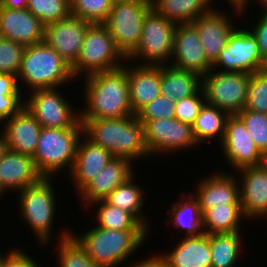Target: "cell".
Returning <instances> with one entry per match:
<instances>
[{"label":"cell","instance_id":"46","mask_svg":"<svg viewBox=\"0 0 267 267\" xmlns=\"http://www.w3.org/2000/svg\"><path fill=\"white\" fill-rule=\"evenodd\" d=\"M129 267H171L165 260H163L157 253L150 255L146 259L136 260Z\"/></svg>","mask_w":267,"mask_h":267},{"label":"cell","instance_id":"1","mask_svg":"<svg viewBox=\"0 0 267 267\" xmlns=\"http://www.w3.org/2000/svg\"><path fill=\"white\" fill-rule=\"evenodd\" d=\"M84 77L80 119H108L135 115L130 104L126 66Z\"/></svg>","mask_w":267,"mask_h":267},{"label":"cell","instance_id":"53","mask_svg":"<svg viewBox=\"0 0 267 267\" xmlns=\"http://www.w3.org/2000/svg\"><path fill=\"white\" fill-rule=\"evenodd\" d=\"M128 1H141V0H111L112 3L128 2Z\"/></svg>","mask_w":267,"mask_h":267},{"label":"cell","instance_id":"37","mask_svg":"<svg viewBox=\"0 0 267 267\" xmlns=\"http://www.w3.org/2000/svg\"><path fill=\"white\" fill-rule=\"evenodd\" d=\"M27 9L44 25L71 15L70 0H28Z\"/></svg>","mask_w":267,"mask_h":267},{"label":"cell","instance_id":"28","mask_svg":"<svg viewBox=\"0 0 267 267\" xmlns=\"http://www.w3.org/2000/svg\"><path fill=\"white\" fill-rule=\"evenodd\" d=\"M152 8L175 24L192 23L215 5L211 0H151Z\"/></svg>","mask_w":267,"mask_h":267},{"label":"cell","instance_id":"11","mask_svg":"<svg viewBox=\"0 0 267 267\" xmlns=\"http://www.w3.org/2000/svg\"><path fill=\"white\" fill-rule=\"evenodd\" d=\"M60 89H37L24 98V107L41 127L73 128L80 121V109H73Z\"/></svg>","mask_w":267,"mask_h":267},{"label":"cell","instance_id":"44","mask_svg":"<svg viewBox=\"0 0 267 267\" xmlns=\"http://www.w3.org/2000/svg\"><path fill=\"white\" fill-rule=\"evenodd\" d=\"M260 15L256 22L254 19L256 25L247 28L256 38L260 53L264 59L267 57V12L262 11Z\"/></svg>","mask_w":267,"mask_h":267},{"label":"cell","instance_id":"6","mask_svg":"<svg viewBox=\"0 0 267 267\" xmlns=\"http://www.w3.org/2000/svg\"><path fill=\"white\" fill-rule=\"evenodd\" d=\"M51 177H43L40 181L32 184L18 195L19 215L22 217L31 231L35 233L39 246L50 244L52 232L54 231L53 223L56 214V193L52 185ZM24 218V219H23Z\"/></svg>","mask_w":267,"mask_h":267},{"label":"cell","instance_id":"32","mask_svg":"<svg viewBox=\"0 0 267 267\" xmlns=\"http://www.w3.org/2000/svg\"><path fill=\"white\" fill-rule=\"evenodd\" d=\"M203 228L207 234L234 233L241 230L246 219L241 204H225L207 209L203 214Z\"/></svg>","mask_w":267,"mask_h":267},{"label":"cell","instance_id":"10","mask_svg":"<svg viewBox=\"0 0 267 267\" xmlns=\"http://www.w3.org/2000/svg\"><path fill=\"white\" fill-rule=\"evenodd\" d=\"M250 74L243 72H218L211 69L202 77L205 101L235 115L246 105Z\"/></svg>","mask_w":267,"mask_h":267},{"label":"cell","instance_id":"12","mask_svg":"<svg viewBox=\"0 0 267 267\" xmlns=\"http://www.w3.org/2000/svg\"><path fill=\"white\" fill-rule=\"evenodd\" d=\"M262 62L256 38L247 27L239 25L229 37L226 47L212 63V69L217 68L218 72H243L251 75L260 71Z\"/></svg>","mask_w":267,"mask_h":267},{"label":"cell","instance_id":"39","mask_svg":"<svg viewBox=\"0 0 267 267\" xmlns=\"http://www.w3.org/2000/svg\"><path fill=\"white\" fill-rule=\"evenodd\" d=\"M258 149L267 157V114L257 111L241 110L236 114Z\"/></svg>","mask_w":267,"mask_h":267},{"label":"cell","instance_id":"26","mask_svg":"<svg viewBox=\"0 0 267 267\" xmlns=\"http://www.w3.org/2000/svg\"><path fill=\"white\" fill-rule=\"evenodd\" d=\"M170 252L158 255L171 267H212L210 234L183 237Z\"/></svg>","mask_w":267,"mask_h":267},{"label":"cell","instance_id":"52","mask_svg":"<svg viewBox=\"0 0 267 267\" xmlns=\"http://www.w3.org/2000/svg\"><path fill=\"white\" fill-rule=\"evenodd\" d=\"M10 252L8 251V253H5L6 255H4V253H0V267H3L4 266V260H5V257L9 254Z\"/></svg>","mask_w":267,"mask_h":267},{"label":"cell","instance_id":"20","mask_svg":"<svg viewBox=\"0 0 267 267\" xmlns=\"http://www.w3.org/2000/svg\"><path fill=\"white\" fill-rule=\"evenodd\" d=\"M42 178L32 156L7 150L0 158V199L10 190L18 193Z\"/></svg>","mask_w":267,"mask_h":267},{"label":"cell","instance_id":"38","mask_svg":"<svg viewBox=\"0 0 267 267\" xmlns=\"http://www.w3.org/2000/svg\"><path fill=\"white\" fill-rule=\"evenodd\" d=\"M112 4L111 0H70V13L92 24L104 23Z\"/></svg>","mask_w":267,"mask_h":267},{"label":"cell","instance_id":"3","mask_svg":"<svg viewBox=\"0 0 267 267\" xmlns=\"http://www.w3.org/2000/svg\"><path fill=\"white\" fill-rule=\"evenodd\" d=\"M71 235L100 267H118L148 240V230H112L98 226ZM147 238V239H146ZM135 251V252H134Z\"/></svg>","mask_w":267,"mask_h":267},{"label":"cell","instance_id":"41","mask_svg":"<svg viewBox=\"0 0 267 267\" xmlns=\"http://www.w3.org/2000/svg\"><path fill=\"white\" fill-rule=\"evenodd\" d=\"M25 45L0 37V73L18 75Z\"/></svg>","mask_w":267,"mask_h":267},{"label":"cell","instance_id":"22","mask_svg":"<svg viewBox=\"0 0 267 267\" xmlns=\"http://www.w3.org/2000/svg\"><path fill=\"white\" fill-rule=\"evenodd\" d=\"M44 27L27 8L0 7V37L30 46L44 41Z\"/></svg>","mask_w":267,"mask_h":267},{"label":"cell","instance_id":"50","mask_svg":"<svg viewBox=\"0 0 267 267\" xmlns=\"http://www.w3.org/2000/svg\"><path fill=\"white\" fill-rule=\"evenodd\" d=\"M253 2H255L254 4H260L259 6L262 7V11L263 12H267V0H253ZM257 2V3H256Z\"/></svg>","mask_w":267,"mask_h":267},{"label":"cell","instance_id":"24","mask_svg":"<svg viewBox=\"0 0 267 267\" xmlns=\"http://www.w3.org/2000/svg\"><path fill=\"white\" fill-rule=\"evenodd\" d=\"M3 125L8 150L33 156L41 131L40 123L23 107Z\"/></svg>","mask_w":267,"mask_h":267},{"label":"cell","instance_id":"30","mask_svg":"<svg viewBox=\"0 0 267 267\" xmlns=\"http://www.w3.org/2000/svg\"><path fill=\"white\" fill-rule=\"evenodd\" d=\"M178 199L176 204L171 205V209L168 210L173 224V229L183 230L185 237L200 236L204 232L203 228V216L200 210L198 199L193 195Z\"/></svg>","mask_w":267,"mask_h":267},{"label":"cell","instance_id":"48","mask_svg":"<svg viewBox=\"0 0 267 267\" xmlns=\"http://www.w3.org/2000/svg\"><path fill=\"white\" fill-rule=\"evenodd\" d=\"M28 0H0V7L7 9L27 8Z\"/></svg>","mask_w":267,"mask_h":267},{"label":"cell","instance_id":"40","mask_svg":"<svg viewBox=\"0 0 267 267\" xmlns=\"http://www.w3.org/2000/svg\"><path fill=\"white\" fill-rule=\"evenodd\" d=\"M243 110L267 114V75L261 71L250 75L246 105Z\"/></svg>","mask_w":267,"mask_h":267},{"label":"cell","instance_id":"36","mask_svg":"<svg viewBox=\"0 0 267 267\" xmlns=\"http://www.w3.org/2000/svg\"><path fill=\"white\" fill-rule=\"evenodd\" d=\"M24 93L19 88L17 76L0 73V123L18 113L24 107L21 95Z\"/></svg>","mask_w":267,"mask_h":267},{"label":"cell","instance_id":"7","mask_svg":"<svg viewBox=\"0 0 267 267\" xmlns=\"http://www.w3.org/2000/svg\"><path fill=\"white\" fill-rule=\"evenodd\" d=\"M126 59L116 47L108 28L103 23H94L87 29L80 54L71 66L72 73L74 77H86L111 71L124 66Z\"/></svg>","mask_w":267,"mask_h":267},{"label":"cell","instance_id":"2","mask_svg":"<svg viewBox=\"0 0 267 267\" xmlns=\"http://www.w3.org/2000/svg\"><path fill=\"white\" fill-rule=\"evenodd\" d=\"M83 135L114 157L131 161L149 157L143 124L136 115L108 119H80ZM145 156V157H144Z\"/></svg>","mask_w":267,"mask_h":267},{"label":"cell","instance_id":"51","mask_svg":"<svg viewBox=\"0 0 267 267\" xmlns=\"http://www.w3.org/2000/svg\"><path fill=\"white\" fill-rule=\"evenodd\" d=\"M260 71H261L262 73H264L265 75H267V57H265V58L263 59V62H262V66H261Z\"/></svg>","mask_w":267,"mask_h":267},{"label":"cell","instance_id":"25","mask_svg":"<svg viewBox=\"0 0 267 267\" xmlns=\"http://www.w3.org/2000/svg\"><path fill=\"white\" fill-rule=\"evenodd\" d=\"M128 83L130 104L136 114L161 95V66L128 65Z\"/></svg>","mask_w":267,"mask_h":267},{"label":"cell","instance_id":"15","mask_svg":"<svg viewBox=\"0 0 267 267\" xmlns=\"http://www.w3.org/2000/svg\"><path fill=\"white\" fill-rule=\"evenodd\" d=\"M172 59L169 65L195 72L201 77L212 69V63L206 58L199 34L192 23L176 24Z\"/></svg>","mask_w":267,"mask_h":267},{"label":"cell","instance_id":"31","mask_svg":"<svg viewBox=\"0 0 267 267\" xmlns=\"http://www.w3.org/2000/svg\"><path fill=\"white\" fill-rule=\"evenodd\" d=\"M229 116L227 111L205 103L192 124L193 135L197 144L210 143L214 138H220L218 141L221 144Z\"/></svg>","mask_w":267,"mask_h":267},{"label":"cell","instance_id":"43","mask_svg":"<svg viewBox=\"0 0 267 267\" xmlns=\"http://www.w3.org/2000/svg\"><path fill=\"white\" fill-rule=\"evenodd\" d=\"M206 103L202 88L194 95L175 102V118L193 124Z\"/></svg>","mask_w":267,"mask_h":267},{"label":"cell","instance_id":"29","mask_svg":"<svg viewBox=\"0 0 267 267\" xmlns=\"http://www.w3.org/2000/svg\"><path fill=\"white\" fill-rule=\"evenodd\" d=\"M135 178L134 174L125 183L116 187L104 200L112 206L132 214L150 232L148 220L141 211L142 208H146L143 207L146 193L143 187L136 184Z\"/></svg>","mask_w":267,"mask_h":267},{"label":"cell","instance_id":"27","mask_svg":"<svg viewBox=\"0 0 267 267\" xmlns=\"http://www.w3.org/2000/svg\"><path fill=\"white\" fill-rule=\"evenodd\" d=\"M202 88V77L192 71L180 70L171 65L161 66V95L173 102L188 98Z\"/></svg>","mask_w":267,"mask_h":267},{"label":"cell","instance_id":"19","mask_svg":"<svg viewBox=\"0 0 267 267\" xmlns=\"http://www.w3.org/2000/svg\"><path fill=\"white\" fill-rule=\"evenodd\" d=\"M238 176L220 170L196 183L194 196L198 199L202 214L215 206L241 204Z\"/></svg>","mask_w":267,"mask_h":267},{"label":"cell","instance_id":"42","mask_svg":"<svg viewBox=\"0 0 267 267\" xmlns=\"http://www.w3.org/2000/svg\"><path fill=\"white\" fill-rule=\"evenodd\" d=\"M135 115L143 125L148 120L175 118V102L160 95L142 107Z\"/></svg>","mask_w":267,"mask_h":267},{"label":"cell","instance_id":"8","mask_svg":"<svg viewBox=\"0 0 267 267\" xmlns=\"http://www.w3.org/2000/svg\"><path fill=\"white\" fill-rule=\"evenodd\" d=\"M175 28V23L167 20L152 8L145 15L139 45L126 61L130 64L134 59V62L139 59L137 63L139 65L164 66L170 64Z\"/></svg>","mask_w":267,"mask_h":267},{"label":"cell","instance_id":"5","mask_svg":"<svg viewBox=\"0 0 267 267\" xmlns=\"http://www.w3.org/2000/svg\"><path fill=\"white\" fill-rule=\"evenodd\" d=\"M82 135L80 121L73 128H41L37 148L32 157L43 177H51L54 180V176L60 171L70 173Z\"/></svg>","mask_w":267,"mask_h":267},{"label":"cell","instance_id":"45","mask_svg":"<svg viewBox=\"0 0 267 267\" xmlns=\"http://www.w3.org/2000/svg\"><path fill=\"white\" fill-rule=\"evenodd\" d=\"M37 260L29 256L23 248L10 249V253L5 257L3 267H41Z\"/></svg>","mask_w":267,"mask_h":267},{"label":"cell","instance_id":"13","mask_svg":"<svg viewBox=\"0 0 267 267\" xmlns=\"http://www.w3.org/2000/svg\"><path fill=\"white\" fill-rule=\"evenodd\" d=\"M145 144L151 157L169 152L191 150L200 146L197 144L192 124L176 118L148 120L144 125Z\"/></svg>","mask_w":267,"mask_h":267},{"label":"cell","instance_id":"23","mask_svg":"<svg viewBox=\"0 0 267 267\" xmlns=\"http://www.w3.org/2000/svg\"><path fill=\"white\" fill-rule=\"evenodd\" d=\"M84 137V138H83ZM114 156L105 148L81 136L76 150L75 162L67 175L77 194L96 177ZM74 183V184H73Z\"/></svg>","mask_w":267,"mask_h":267},{"label":"cell","instance_id":"18","mask_svg":"<svg viewBox=\"0 0 267 267\" xmlns=\"http://www.w3.org/2000/svg\"><path fill=\"white\" fill-rule=\"evenodd\" d=\"M213 7L208 13L199 16L192 24L195 26L206 58L213 63L226 47L233 31L239 27L233 25L231 15ZM235 26V27H234Z\"/></svg>","mask_w":267,"mask_h":267},{"label":"cell","instance_id":"16","mask_svg":"<svg viewBox=\"0 0 267 267\" xmlns=\"http://www.w3.org/2000/svg\"><path fill=\"white\" fill-rule=\"evenodd\" d=\"M91 24L70 15L63 20L45 25L44 42L72 66L80 54L85 34Z\"/></svg>","mask_w":267,"mask_h":267},{"label":"cell","instance_id":"54","mask_svg":"<svg viewBox=\"0 0 267 267\" xmlns=\"http://www.w3.org/2000/svg\"><path fill=\"white\" fill-rule=\"evenodd\" d=\"M262 218H266L265 220H267V212L263 215Z\"/></svg>","mask_w":267,"mask_h":267},{"label":"cell","instance_id":"21","mask_svg":"<svg viewBox=\"0 0 267 267\" xmlns=\"http://www.w3.org/2000/svg\"><path fill=\"white\" fill-rule=\"evenodd\" d=\"M134 163L123 157L112 158L105 167L79 193L83 207L104 200L116 187L134 175Z\"/></svg>","mask_w":267,"mask_h":267},{"label":"cell","instance_id":"9","mask_svg":"<svg viewBox=\"0 0 267 267\" xmlns=\"http://www.w3.org/2000/svg\"><path fill=\"white\" fill-rule=\"evenodd\" d=\"M152 9L151 0L113 3L103 23L116 47L127 58L139 45L145 15Z\"/></svg>","mask_w":267,"mask_h":267},{"label":"cell","instance_id":"17","mask_svg":"<svg viewBox=\"0 0 267 267\" xmlns=\"http://www.w3.org/2000/svg\"><path fill=\"white\" fill-rule=\"evenodd\" d=\"M245 219H259L267 212V162L236 171ZM240 179V180H239Z\"/></svg>","mask_w":267,"mask_h":267},{"label":"cell","instance_id":"47","mask_svg":"<svg viewBox=\"0 0 267 267\" xmlns=\"http://www.w3.org/2000/svg\"><path fill=\"white\" fill-rule=\"evenodd\" d=\"M212 2L215 1V0H211ZM228 1L227 3L230 5L229 7H232L233 8V13H234V16L235 17L237 14L236 17L240 18V16H243L246 12V9L248 8L249 4L252 2L250 0H226ZM253 1V0H252ZM247 7V8H246ZM243 14V15H241Z\"/></svg>","mask_w":267,"mask_h":267},{"label":"cell","instance_id":"49","mask_svg":"<svg viewBox=\"0 0 267 267\" xmlns=\"http://www.w3.org/2000/svg\"><path fill=\"white\" fill-rule=\"evenodd\" d=\"M8 145L6 142V138L4 132L0 129V158L7 152Z\"/></svg>","mask_w":267,"mask_h":267},{"label":"cell","instance_id":"33","mask_svg":"<svg viewBox=\"0 0 267 267\" xmlns=\"http://www.w3.org/2000/svg\"><path fill=\"white\" fill-rule=\"evenodd\" d=\"M240 233L241 231L210 234L212 267H235L237 260H239L241 257L240 255H242L241 238L243 237Z\"/></svg>","mask_w":267,"mask_h":267},{"label":"cell","instance_id":"4","mask_svg":"<svg viewBox=\"0 0 267 267\" xmlns=\"http://www.w3.org/2000/svg\"><path fill=\"white\" fill-rule=\"evenodd\" d=\"M74 79L71 65L44 41L25 47L17 75L20 90L61 88Z\"/></svg>","mask_w":267,"mask_h":267},{"label":"cell","instance_id":"35","mask_svg":"<svg viewBox=\"0 0 267 267\" xmlns=\"http://www.w3.org/2000/svg\"><path fill=\"white\" fill-rule=\"evenodd\" d=\"M61 233L60 240L57 241V257L59 267H100L94 260L89 257L84 248L78 243V241L71 235V229H64Z\"/></svg>","mask_w":267,"mask_h":267},{"label":"cell","instance_id":"14","mask_svg":"<svg viewBox=\"0 0 267 267\" xmlns=\"http://www.w3.org/2000/svg\"><path fill=\"white\" fill-rule=\"evenodd\" d=\"M219 146L228 166L230 165L235 172L266 162V156L258 149L245 124L236 114L228 117L225 135Z\"/></svg>","mask_w":267,"mask_h":267},{"label":"cell","instance_id":"34","mask_svg":"<svg viewBox=\"0 0 267 267\" xmlns=\"http://www.w3.org/2000/svg\"><path fill=\"white\" fill-rule=\"evenodd\" d=\"M92 205V206H91ZM96 207L95 224L100 228L112 230H147L132 214L114 207L105 200H98L89 205ZM98 206V208H97Z\"/></svg>","mask_w":267,"mask_h":267}]
</instances>
